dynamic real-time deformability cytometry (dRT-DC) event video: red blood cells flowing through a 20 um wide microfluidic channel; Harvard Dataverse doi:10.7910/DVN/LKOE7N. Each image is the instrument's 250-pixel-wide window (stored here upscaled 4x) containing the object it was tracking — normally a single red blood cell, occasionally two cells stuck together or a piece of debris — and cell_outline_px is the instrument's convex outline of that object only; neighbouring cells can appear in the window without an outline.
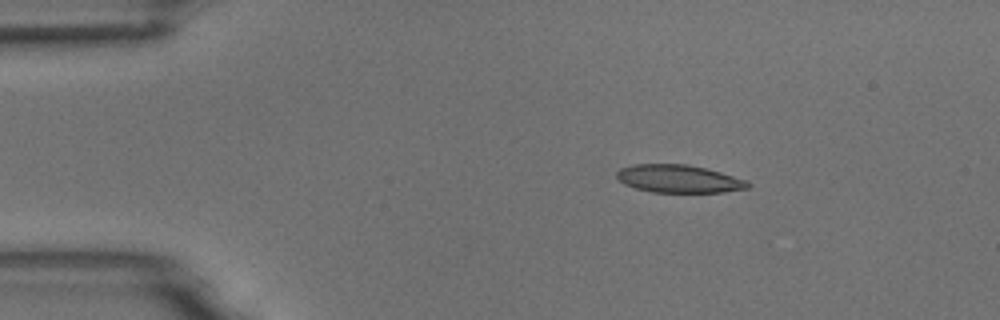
{"species": "common noctule bat (a hibernating species)", "species_latin": "Nyctalus noctula", "temperature_condition": "room temperature", "stored_images_in_passage": 3, "camera_frame_rate_fps": 3000, "um_per_image_px": 0.085, "animal": {"sex": "male", "body_mass_g": 18.8}, "frame": {"image": 1, "passage_image": 1, "time_ms": 0.0, "image_size_px": [1000, 320], "cell_outline_px": [[752, 184], [748, 188], [724, 192], [652, 192], [636, 188], [624, 184], [616, 176], [616, 172], [620, 168], [632, 164], [688, 164], [708, 168], [748, 180]], "centroid_in_image_um": [57.73, 15.19], "position_along_channel_um": 27.3, "area_um2": 21.5}}